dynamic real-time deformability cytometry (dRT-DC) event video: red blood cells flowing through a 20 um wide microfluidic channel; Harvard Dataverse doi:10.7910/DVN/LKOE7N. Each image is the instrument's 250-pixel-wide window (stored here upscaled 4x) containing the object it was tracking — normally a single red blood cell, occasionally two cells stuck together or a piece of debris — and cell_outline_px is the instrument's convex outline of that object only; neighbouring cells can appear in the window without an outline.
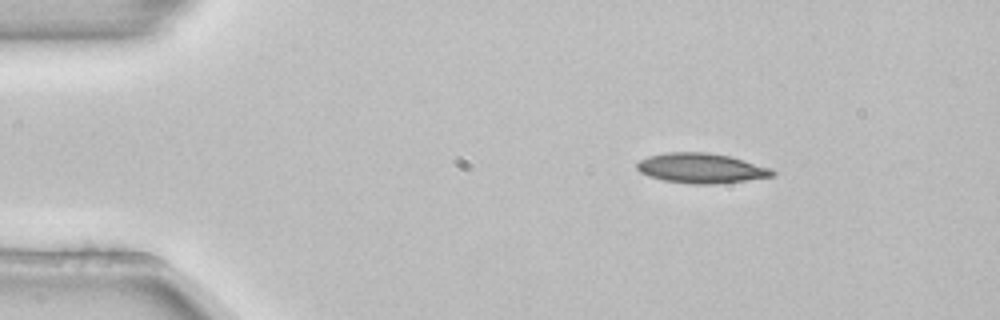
{"species": "common noctule bat (a hibernating species)", "species_latin": "Nyctalus noctula", "temperature_condition": "room temperature", "stored_images_in_passage": 3, "segment_of_instrument_passage": [2, 2], "camera_frame_rate_fps": 3000, "um_per_image_px": 0.085, "animal": {"sex": "female", "body_mass_g": 22.7, "forearm_length_mm": 54.2}, "frame": {"image": 1, "passage_image": 3, "time_ms": 0.667, "image_size_px": [1000, 320], "cell_outline_px": [[776, 176], [716, 184], [696, 184], [664, 180], [648, 176], [640, 172], [636, 168], [636, 164], [640, 160], [648, 156], [664, 152], [708, 152], [728, 156], [772, 168], [776, 172]], "centroid_in_image_um": [59.6, 14.29], "position_along_channel_um": 25.4, "area_um2": 23.64}}